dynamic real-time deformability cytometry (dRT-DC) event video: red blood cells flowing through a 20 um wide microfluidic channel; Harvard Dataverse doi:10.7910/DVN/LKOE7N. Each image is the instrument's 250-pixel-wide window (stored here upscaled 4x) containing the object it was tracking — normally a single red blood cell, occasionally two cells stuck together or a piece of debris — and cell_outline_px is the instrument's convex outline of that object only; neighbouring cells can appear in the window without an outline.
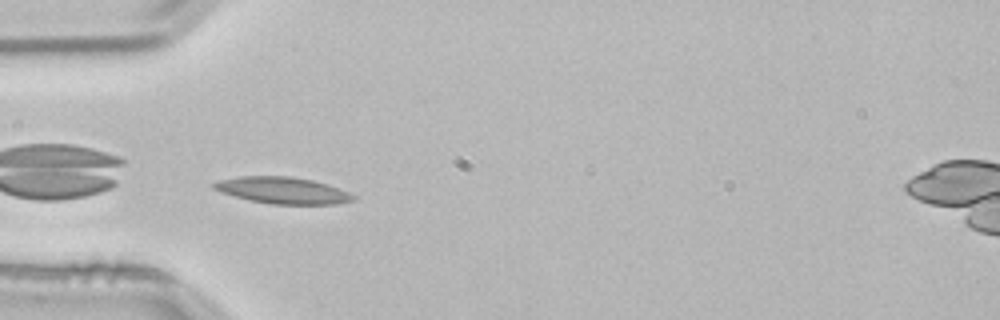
{"species": "common noctule bat (a hibernating species)", "species_latin": "Nyctalus noctula", "temperature_condition": "room temperature", "stored_images_in_passage": 38, "camera_frame_rate_fps": 3000, "um_per_image_px": 0.085, "animal": {"sex": "male", "body_mass_g": 21.5, "forearm_length_mm": 52.0}, "frame": {"image": 1, "passage_image": 1, "time_ms": 0.0, "image_size_px": [1000, 320], "cell_outline_px": [[356, 200], [336, 204], [272, 204], [248, 200], [220, 192], [212, 188], [212, 184], [216, 180], [240, 176], [288, 176], [312, 180], [328, 184], [348, 192], [356, 196]], "centroid_in_image_um": [24.0, 16.18], "position_along_channel_um": 61.0, "area_um2": 21.73}, "authors_computed_cell_mechanics": {"area_um2": 19.7676, "velocity_mm_per_s": 3.7944, "shape_relaxation_time_tau1_ms": 8.5027, "shape_relaxation_time_tau2_ms": 4.092, "deformation_change_tau1": 0.1753, "deformation_change_tau2": 0.1039}}